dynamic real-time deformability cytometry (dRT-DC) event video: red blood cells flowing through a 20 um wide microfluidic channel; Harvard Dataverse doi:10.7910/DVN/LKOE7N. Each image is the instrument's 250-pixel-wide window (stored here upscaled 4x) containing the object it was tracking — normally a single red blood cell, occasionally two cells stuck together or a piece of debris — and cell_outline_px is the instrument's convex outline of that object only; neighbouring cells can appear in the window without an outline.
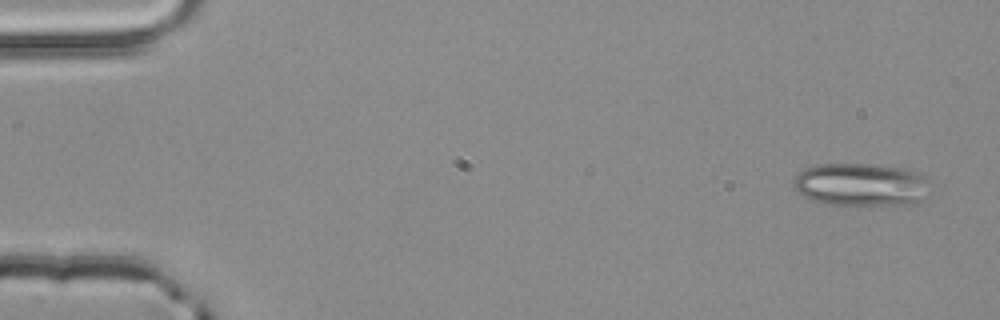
{"species": "common noctule bat (a hibernating species)", "species_latin": "Nyctalus noctula", "temperature_condition": "room temperature", "stored_images_in_passage": 5, "camera_frame_rate_fps": 3000, "um_per_image_px": 0.085, "animal": {"sex": "male", "body_mass_g": 20.4}, "frame": {"image": 1, "passage_image": 1, "time_ms": 0.0, "image_size_px": [1000, 320], "cell_outline_px": [[928, 196], [916, 200], [896, 204], [824, 204], [812, 200], [804, 196], [796, 188], [796, 176], [804, 168], [824, 164], [872, 164], [900, 168], [920, 172], [928, 176]], "centroid_in_image_um": [73.22, 15.67], "position_along_channel_um": 11.8, "area_um2": 33.52}}
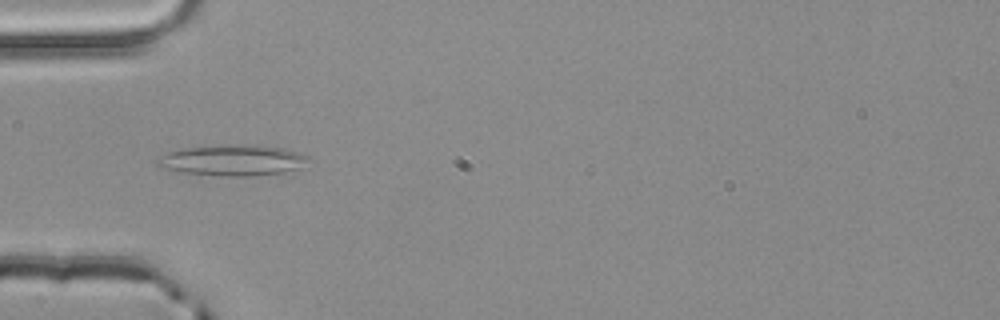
{"frame": {"image": 2, "passage_image": 4, "time_ms": 1.0, "image_size_px": [1000, 320], "cell_outline_px": [[308, 160], [300, 168], [280, 172], [244, 176], [220, 176], [180, 172], [164, 168], [156, 164], [156, 160], [160, 156], [168, 152], [184, 148], [256, 144], [280, 148], [296, 152], [308, 156]], "centroid_in_image_um": [19.74, 13.63], "position_along_channel_um": 65.3, "area_um2": 26.59}}